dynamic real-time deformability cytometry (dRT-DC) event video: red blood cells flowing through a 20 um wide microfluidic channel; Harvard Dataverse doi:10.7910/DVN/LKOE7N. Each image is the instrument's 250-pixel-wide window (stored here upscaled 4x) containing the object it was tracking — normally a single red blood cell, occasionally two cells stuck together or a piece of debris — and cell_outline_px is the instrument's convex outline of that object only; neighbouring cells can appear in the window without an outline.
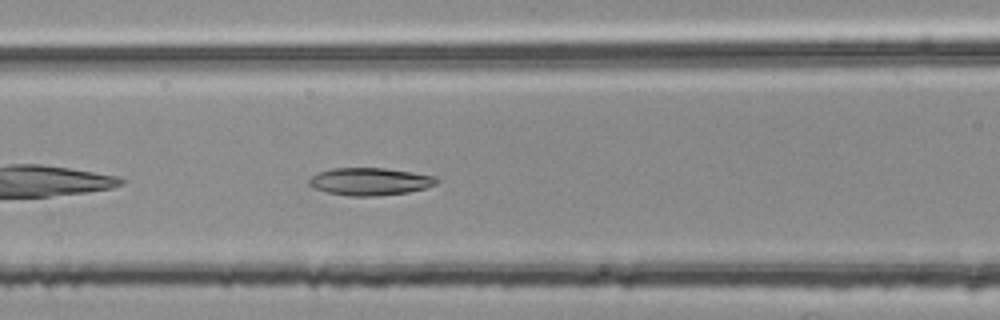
{"species": "common noctule bat (a hibernating species)", "species_latin": "Nyctalus noctula", "temperature_condition": "room temperature", "stored_images_in_passage": 35, "camera_frame_rate_fps": 3000, "um_per_image_px": 0.085, "animal": {"sex": "female", "body_mass_g": 25.1}, "frame": {"image": 1, "passage_image": 7, "time_ms": 2.0, "image_size_px": [1000, 320], "cell_outline_px": [[440, 180], [436, 184], [424, 188], [408, 192], [376, 196], [348, 196], [328, 192], [316, 188], [308, 184], [308, 180], [316, 172], [332, 168], [384, 168], [412, 172], [436, 176]], "centroid_in_image_um": [31.45, 15.42], "position_along_channel_um": 135.2, "area_um2": 20.46}}
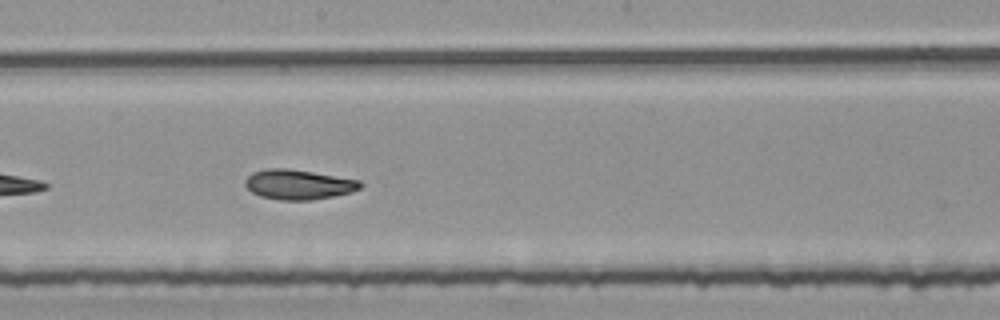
{"frame": {"image": 2, "passage_image": 14, "time_ms": 4.333, "image_size_px": [1000, 320], "cell_outline_px": [[364, 184], [360, 188], [352, 192], [312, 200], [280, 200], [260, 196], [252, 192], [244, 184], [244, 180], [252, 172], [268, 168], [288, 168], [360, 180]], "centroid_in_image_um": [25.36, 15.68], "position_along_channel_um": 222.8, "area_um2": 20.06}}
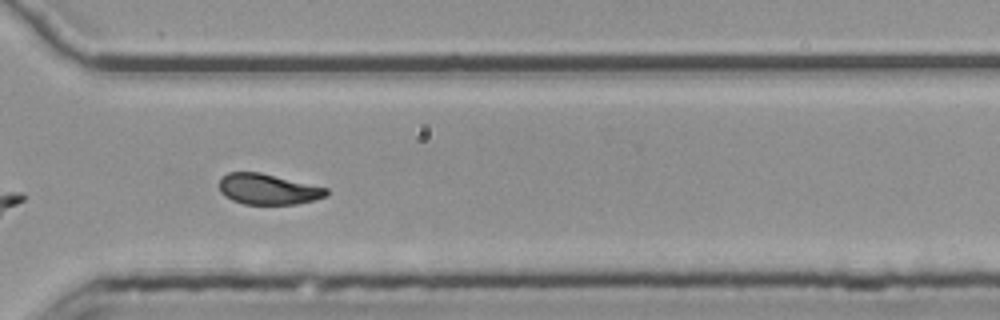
{"frame": {"image": 3, "passage_image": 24, "time_ms": 7.667, "image_size_px": [1000, 320], "cell_outline_px": [[328, 196], [296, 204], [244, 204], [232, 200], [224, 196], [220, 192], [220, 180], [228, 172], [260, 172], [328, 188]], "centroid_in_image_um": [22.78, 16.08], "position_along_channel_um": 347.8, "area_um2": 19.07}, "authors_computed_cell_mechanics": {"area_um2": 19.7098, "velocity_mm_per_s": 3.7659, "shape_relaxation_time_tau1_ms": 5.0393, "shape_relaxation_time_tau2_ms": 2.2569, "deformation_change_tau1": 0.1588, "deformation_change_tau2": 0.0797}}